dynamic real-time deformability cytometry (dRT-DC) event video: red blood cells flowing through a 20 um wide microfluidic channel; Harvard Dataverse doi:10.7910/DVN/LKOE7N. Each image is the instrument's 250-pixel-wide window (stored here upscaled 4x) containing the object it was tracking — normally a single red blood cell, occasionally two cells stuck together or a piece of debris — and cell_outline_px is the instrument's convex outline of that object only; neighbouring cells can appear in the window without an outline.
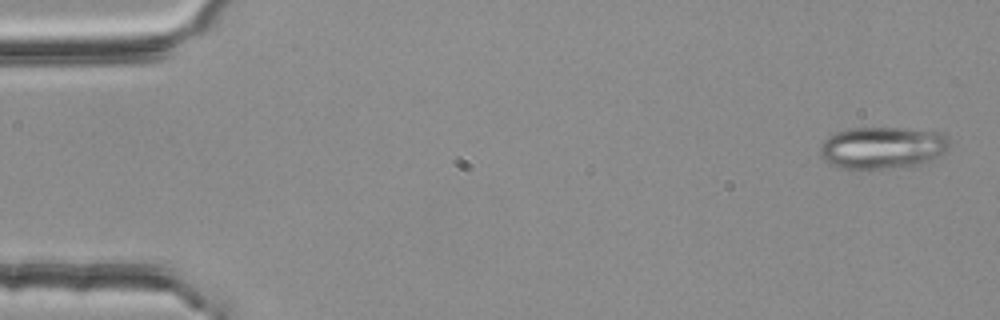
{"species": "common noctule bat (a hibernating species)", "species_latin": "Nyctalus noctula", "temperature_condition": "room temperature", "stored_images_in_passage": 4, "camera_frame_rate_fps": 3000, "um_per_image_px": 0.085, "animal": {"sex": "female", "body_mass_g": 25.1}, "frame": {"image": 1, "passage_image": 4, "time_ms": 1.0, "image_size_px": [1000, 320], "cell_outline_px": [[948, 148], [944, 152], [932, 160], [920, 164], [884, 168], [840, 168], [824, 160], [820, 156], [820, 144], [828, 136], [836, 132], [852, 128], [904, 128], [944, 132], [948, 136]], "centroid_in_image_um": [75.01, 12.53], "position_along_channel_um": 10.0, "area_um2": 31.62}}